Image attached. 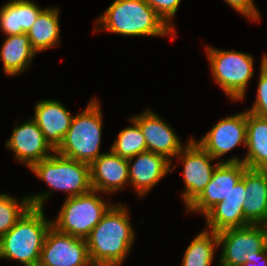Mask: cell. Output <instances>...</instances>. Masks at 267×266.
Returning a JSON list of instances; mask_svg holds the SVG:
<instances>
[{"mask_svg": "<svg viewBox=\"0 0 267 266\" xmlns=\"http://www.w3.org/2000/svg\"><path fill=\"white\" fill-rule=\"evenodd\" d=\"M125 206H111L86 238L94 266H119L131 249L134 231Z\"/></svg>", "mask_w": 267, "mask_h": 266, "instance_id": "cell-1", "label": "cell"}, {"mask_svg": "<svg viewBox=\"0 0 267 266\" xmlns=\"http://www.w3.org/2000/svg\"><path fill=\"white\" fill-rule=\"evenodd\" d=\"M100 22L105 31L125 36H173L175 31L144 0H114Z\"/></svg>", "mask_w": 267, "mask_h": 266, "instance_id": "cell-2", "label": "cell"}, {"mask_svg": "<svg viewBox=\"0 0 267 266\" xmlns=\"http://www.w3.org/2000/svg\"><path fill=\"white\" fill-rule=\"evenodd\" d=\"M43 208L30 207L13 228L0 238V258L18 260L25 266H37L47 231Z\"/></svg>", "mask_w": 267, "mask_h": 266, "instance_id": "cell-3", "label": "cell"}, {"mask_svg": "<svg viewBox=\"0 0 267 266\" xmlns=\"http://www.w3.org/2000/svg\"><path fill=\"white\" fill-rule=\"evenodd\" d=\"M100 104L91 100L80 114L73 117L63 142L55 150L58 154L91 164L100 155L102 114Z\"/></svg>", "mask_w": 267, "mask_h": 266, "instance_id": "cell-4", "label": "cell"}, {"mask_svg": "<svg viewBox=\"0 0 267 266\" xmlns=\"http://www.w3.org/2000/svg\"><path fill=\"white\" fill-rule=\"evenodd\" d=\"M54 153L30 167L36 176L51 189L67 192L68 198L91 191L90 165Z\"/></svg>", "mask_w": 267, "mask_h": 266, "instance_id": "cell-5", "label": "cell"}, {"mask_svg": "<svg viewBox=\"0 0 267 266\" xmlns=\"http://www.w3.org/2000/svg\"><path fill=\"white\" fill-rule=\"evenodd\" d=\"M96 190L66 198L52 227L57 231L86 239L111 207L96 195Z\"/></svg>", "mask_w": 267, "mask_h": 266, "instance_id": "cell-6", "label": "cell"}, {"mask_svg": "<svg viewBox=\"0 0 267 266\" xmlns=\"http://www.w3.org/2000/svg\"><path fill=\"white\" fill-rule=\"evenodd\" d=\"M206 49L215 82L231 100L243 99L248 81L253 76L252 55L210 46Z\"/></svg>", "mask_w": 267, "mask_h": 266, "instance_id": "cell-7", "label": "cell"}, {"mask_svg": "<svg viewBox=\"0 0 267 266\" xmlns=\"http://www.w3.org/2000/svg\"><path fill=\"white\" fill-rule=\"evenodd\" d=\"M223 244L218 266H243L267 247V225L249 224L217 233Z\"/></svg>", "mask_w": 267, "mask_h": 266, "instance_id": "cell-8", "label": "cell"}, {"mask_svg": "<svg viewBox=\"0 0 267 266\" xmlns=\"http://www.w3.org/2000/svg\"><path fill=\"white\" fill-rule=\"evenodd\" d=\"M37 266H94L86 239L64 234L54 227L47 231Z\"/></svg>", "mask_w": 267, "mask_h": 266, "instance_id": "cell-9", "label": "cell"}, {"mask_svg": "<svg viewBox=\"0 0 267 266\" xmlns=\"http://www.w3.org/2000/svg\"><path fill=\"white\" fill-rule=\"evenodd\" d=\"M184 165L183 177L186 190L182 193V198L188 206L208 185L212 178L216 165H211L213 158L199 143L193 138L188 141L177 156H181Z\"/></svg>", "mask_w": 267, "mask_h": 266, "instance_id": "cell-10", "label": "cell"}, {"mask_svg": "<svg viewBox=\"0 0 267 266\" xmlns=\"http://www.w3.org/2000/svg\"><path fill=\"white\" fill-rule=\"evenodd\" d=\"M247 166L239 162H220L202 192L187 206L189 211L202 212L203 216L217 203L225 200L242 178Z\"/></svg>", "mask_w": 267, "mask_h": 266, "instance_id": "cell-11", "label": "cell"}, {"mask_svg": "<svg viewBox=\"0 0 267 266\" xmlns=\"http://www.w3.org/2000/svg\"><path fill=\"white\" fill-rule=\"evenodd\" d=\"M199 143L216 160L247 142V111L221 119Z\"/></svg>", "mask_w": 267, "mask_h": 266, "instance_id": "cell-12", "label": "cell"}, {"mask_svg": "<svg viewBox=\"0 0 267 266\" xmlns=\"http://www.w3.org/2000/svg\"><path fill=\"white\" fill-rule=\"evenodd\" d=\"M140 128L145 137L147 151L164 156L167 160L177 157L183 149L178 135L155 113L146 110L139 116L130 119Z\"/></svg>", "mask_w": 267, "mask_h": 266, "instance_id": "cell-13", "label": "cell"}, {"mask_svg": "<svg viewBox=\"0 0 267 266\" xmlns=\"http://www.w3.org/2000/svg\"><path fill=\"white\" fill-rule=\"evenodd\" d=\"M6 146L12 149L15 157L25 163L28 168L49 157L50 151L55 152L33 119L15 127Z\"/></svg>", "mask_w": 267, "mask_h": 266, "instance_id": "cell-14", "label": "cell"}, {"mask_svg": "<svg viewBox=\"0 0 267 266\" xmlns=\"http://www.w3.org/2000/svg\"><path fill=\"white\" fill-rule=\"evenodd\" d=\"M246 195L243 173L242 178L232 188L225 200L217 203L204 215L209 230L218 233L225 229L248 225L244 220L243 211Z\"/></svg>", "mask_w": 267, "mask_h": 266, "instance_id": "cell-15", "label": "cell"}, {"mask_svg": "<svg viewBox=\"0 0 267 266\" xmlns=\"http://www.w3.org/2000/svg\"><path fill=\"white\" fill-rule=\"evenodd\" d=\"M129 162L111 149L90 164L91 186L97 192L110 193L123 189L129 182Z\"/></svg>", "mask_w": 267, "mask_h": 266, "instance_id": "cell-16", "label": "cell"}, {"mask_svg": "<svg viewBox=\"0 0 267 266\" xmlns=\"http://www.w3.org/2000/svg\"><path fill=\"white\" fill-rule=\"evenodd\" d=\"M137 157V158H135ZM135 158L134 163H130ZM129 162V183L137 191V194L144 196L153 188L169 171L171 161L164 156L153 153L143 152L127 159Z\"/></svg>", "mask_w": 267, "mask_h": 266, "instance_id": "cell-17", "label": "cell"}, {"mask_svg": "<svg viewBox=\"0 0 267 266\" xmlns=\"http://www.w3.org/2000/svg\"><path fill=\"white\" fill-rule=\"evenodd\" d=\"M33 120L45 140L56 150L71 126L74 116L56 100H41L36 104Z\"/></svg>", "mask_w": 267, "mask_h": 266, "instance_id": "cell-18", "label": "cell"}, {"mask_svg": "<svg viewBox=\"0 0 267 266\" xmlns=\"http://www.w3.org/2000/svg\"><path fill=\"white\" fill-rule=\"evenodd\" d=\"M243 204L244 220L249 224L267 225V170L246 168Z\"/></svg>", "mask_w": 267, "mask_h": 266, "instance_id": "cell-19", "label": "cell"}, {"mask_svg": "<svg viewBox=\"0 0 267 266\" xmlns=\"http://www.w3.org/2000/svg\"><path fill=\"white\" fill-rule=\"evenodd\" d=\"M246 147L248 153L244 159L230 158L222 161L242 162L250 169L267 170V117L247 111Z\"/></svg>", "mask_w": 267, "mask_h": 266, "instance_id": "cell-20", "label": "cell"}, {"mask_svg": "<svg viewBox=\"0 0 267 266\" xmlns=\"http://www.w3.org/2000/svg\"><path fill=\"white\" fill-rule=\"evenodd\" d=\"M43 10L30 0L9 1L0 9V28L7 36L27 33Z\"/></svg>", "mask_w": 267, "mask_h": 266, "instance_id": "cell-21", "label": "cell"}, {"mask_svg": "<svg viewBox=\"0 0 267 266\" xmlns=\"http://www.w3.org/2000/svg\"><path fill=\"white\" fill-rule=\"evenodd\" d=\"M7 37L1 47L0 61H3L4 73L15 76L29 67L37 52L32 48L26 33Z\"/></svg>", "mask_w": 267, "mask_h": 266, "instance_id": "cell-22", "label": "cell"}, {"mask_svg": "<svg viewBox=\"0 0 267 266\" xmlns=\"http://www.w3.org/2000/svg\"><path fill=\"white\" fill-rule=\"evenodd\" d=\"M58 16V8H44L31 29L26 33L32 48L36 52H41L60 44L58 41L60 32Z\"/></svg>", "mask_w": 267, "mask_h": 266, "instance_id": "cell-23", "label": "cell"}, {"mask_svg": "<svg viewBox=\"0 0 267 266\" xmlns=\"http://www.w3.org/2000/svg\"><path fill=\"white\" fill-rule=\"evenodd\" d=\"M51 194L44 193L25 197L21 202L7 194H0V238L10 231L30 207L43 208Z\"/></svg>", "mask_w": 267, "mask_h": 266, "instance_id": "cell-24", "label": "cell"}, {"mask_svg": "<svg viewBox=\"0 0 267 266\" xmlns=\"http://www.w3.org/2000/svg\"><path fill=\"white\" fill-rule=\"evenodd\" d=\"M218 245L217 233L201 231L188 245L182 260V266H210L214 249Z\"/></svg>", "mask_w": 267, "mask_h": 266, "instance_id": "cell-25", "label": "cell"}, {"mask_svg": "<svg viewBox=\"0 0 267 266\" xmlns=\"http://www.w3.org/2000/svg\"><path fill=\"white\" fill-rule=\"evenodd\" d=\"M133 126L122 129L111 150L122 158H131L143 152H147L145 137L139 126L132 121Z\"/></svg>", "mask_w": 267, "mask_h": 266, "instance_id": "cell-26", "label": "cell"}, {"mask_svg": "<svg viewBox=\"0 0 267 266\" xmlns=\"http://www.w3.org/2000/svg\"><path fill=\"white\" fill-rule=\"evenodd\" d=\"M248 112L267 117V67L264 65V59L261 62L256 100Z\"/></svg>", "mask_w": 267, "mask_h": 266, "instance_id": "cell-27", "label": "cell"}, {"mask_svg": "<svg viewBox=\"0 0 267 266\" xmlns=\"http://www.w3.org/2000/svg\"><path fill=\"white\" fill-rule=\"evenodd\" d=\"M162 20L174 30L171 20L176 14L181 0H144Z\"/></svg>", "mask_w": 267, "mask_h": 266, "instance_id": "cell-28", "label": "cell"}, {"mask_svg": "<svg viewBox=\"0 0 267 266\" xmlns=\"http://www.w3.org/2000/svg\"><path fill=\"white\" fill-rule=\"evenodd\" d=\"M225 2L247 18L249 17L252 20L260 19L259 12L253 3V0H225Z\"/></svg>", "mask_w": 267, "mask_h": 266, "instance_id": "cell-29", "label": "cell"}, {"mask_svg": "<svg viewBox=\"0 0 267 266\" xmlns=\"http://www.w3.org/2000/svg\"><path fill=\"white\" fill-rule=\"evenodd\" d=\"M258 261H260V264L262 263V266H267V247L258 256L253 257L250 259V262L245 263L243 266H256L259 263Z\"/></svg>", "mask_w": 267, "mask_h": 266, "instance_id": "cell-30", "label": "cell"}, {"mask_svg": "<svg viewBox=\"0 0 267 266\" xmlns=\"http://www.w3.org/2000/svg\"><path fill=\"white\" fill-rule=\"evenodd\" d=\"M263 59H264V65L267 67V54L264 55Z\"/></svg>", "mask_w": 267, "mask_h": 266, "instance_id": "cell-31", "label": "cell"}]
</instances>
